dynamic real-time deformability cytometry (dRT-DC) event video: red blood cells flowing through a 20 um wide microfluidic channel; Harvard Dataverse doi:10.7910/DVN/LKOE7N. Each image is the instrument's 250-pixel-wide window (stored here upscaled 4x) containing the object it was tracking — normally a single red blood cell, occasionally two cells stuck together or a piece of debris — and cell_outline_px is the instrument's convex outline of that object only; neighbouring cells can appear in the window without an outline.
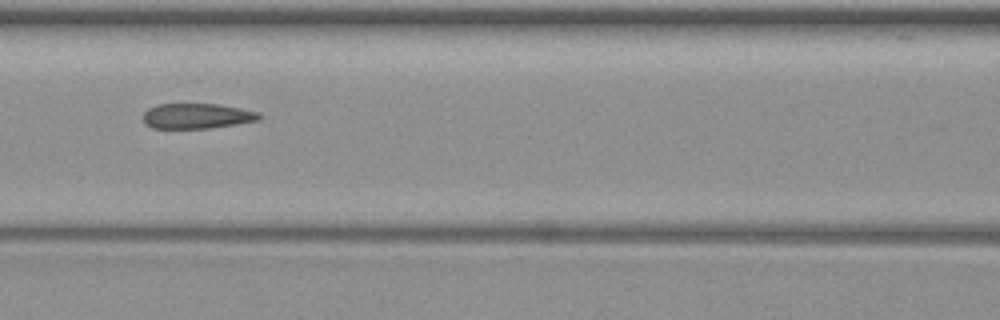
{"species": "common noctule bat (a hibernating species)", "species_latin": "Nyctalus noctula", "temperature_condition": "warm", "stored_images_in_passage": 11, "camera_frame_rate_fps": 3000, "um_per_image_px": 0.085, "animal": {"sex": "female", "body_mass_g": 19.3, "forearm_length_mm": 54.1}, "frame": {"image": 1, "passage_image": 7, "time_ms": 8.333, "image_size_px": [1000, 320], "cell_outline_px": [[260, 120], [236, 124], [208, 128], [152, 128], [144, 124], [144, 112], [148, 108], [156, 104], [220, 104], [260, 112]], "centroid_in_image_um": [16.73, 9.85], "position_along_channel_um": 149.9, "area_um2": 17.11}}
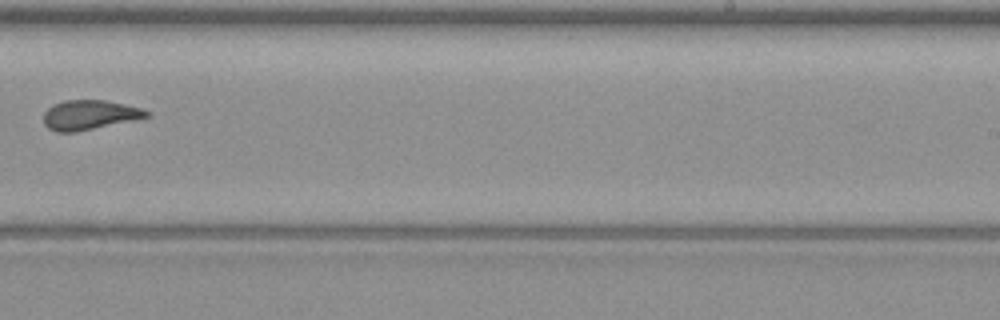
{"frame": {"image": 2, "passage_image": 10, "time_ms": 12.0, "image_size_px": [1000, 320], "cell_outline_px": [[152, 116], [76, 132], [56, 132], [48, 128], [44, 124], [44, 112], [52, 104], [64, 100], [104, 100], [124, 104], [140, 108], [148, 112]], "centroid_in_image_um": [7.57, 9.77], "position_along_channel_um": 281.4, "area_um2": 17.69}}
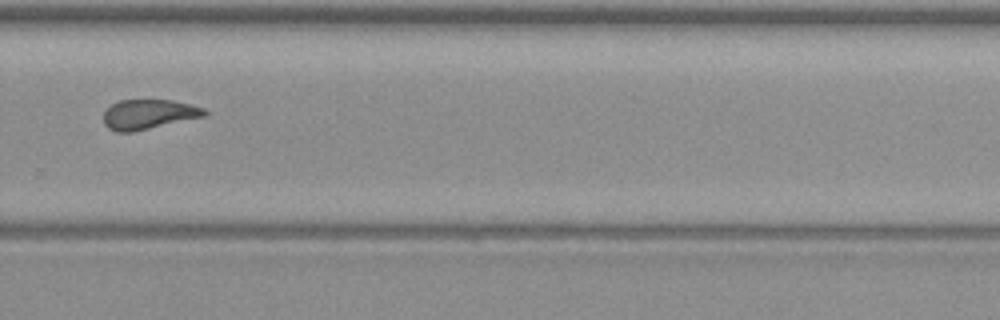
{"frame": {"image": 3, "passage_image": 11, "time_ms": 13.0, "image_size_px": [1000, 320], "cell_outline_px": [[208, 112], [204, 116], [132, 132], [116, 132], [108, 128], [104, 124], [104, 112], [112, 104], [120, 100], [172, 100], [192, 104], [204, 108]], "centroid_in_image_um": [12.63, 9.71], "position_along_channel_um": 317.2, "area_um2": 17.4}}